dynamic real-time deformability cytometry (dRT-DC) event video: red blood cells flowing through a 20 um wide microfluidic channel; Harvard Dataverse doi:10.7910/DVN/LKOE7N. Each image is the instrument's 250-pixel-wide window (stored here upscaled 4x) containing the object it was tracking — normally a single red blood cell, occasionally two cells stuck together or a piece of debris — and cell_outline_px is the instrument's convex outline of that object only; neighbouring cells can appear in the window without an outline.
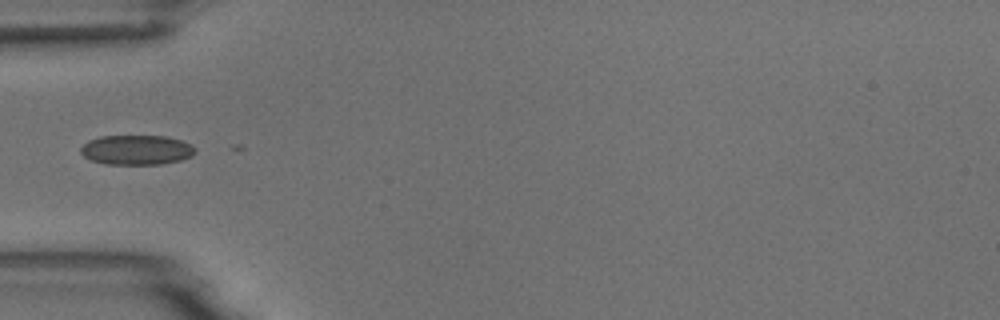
{"species": "common noctule bat (a hibernating species)", "species_latin": "Nyctalus noctula", "temperature_condition": "room temperature", "stored_images_in_passage": 5, "camera_frame_rate_fps": 3000, "um_per_image_px": 0.085, "animal": {"sex": "male", "body_mass_g": 18.8}, "frame": {"image": 1, "passage_image": 5, "time_ms": 4.667, "image_size_px": [1000, 320], "cell_outline_px": [[196, 152], [192, 156], [180, 160], [164, 164], [104, 164], [92, 160], [84, 156], [80, 152], [80, 148], [88, 140], [100, 136], [168, 136], [180, 140], [196, 148]], "centroid_in_image_um": [11.6, 12.74], "position_along_channel_um": 73.4, "area_um2": 19.88}}